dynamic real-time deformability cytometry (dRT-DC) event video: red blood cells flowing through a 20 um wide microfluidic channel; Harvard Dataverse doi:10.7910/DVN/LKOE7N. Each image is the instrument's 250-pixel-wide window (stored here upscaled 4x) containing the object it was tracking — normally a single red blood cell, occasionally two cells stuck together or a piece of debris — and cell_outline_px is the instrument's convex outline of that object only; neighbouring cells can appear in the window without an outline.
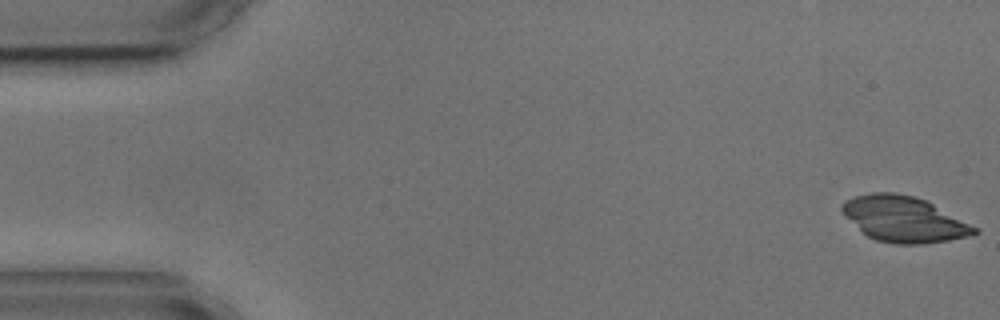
{"species": "common noctule bat (a hibernating species)", "species_latin": "Nyctalus noctula", "temperature_condition": "cold", "stored_images_in_passage": 3, "camera_frame_rate_fps": 3000, "um_per_image_px": 0.085, "animal": {"sex": "male", "body_mass_g": 17.9, "forearm_length_mm": 54.2}, "frame": {"image": 1, "passage_image": 1, "time_ms": 0.0, "image_size_px": [1000, 320], "cell_outline_px": [[980, 232], [972, 236], [924, 244], [896, 244], [876, 240], [868, 236], [844, 216], [840, 208], [840, 204], [844, 200], [856, 196], [872, 192], [896, 192], [912, 196], [924, 200], [980, 228]], "centroid_in_image_um": [76.84, 18.63], "position_along_channel_um": 8.2, "area_um2": 35.26}}